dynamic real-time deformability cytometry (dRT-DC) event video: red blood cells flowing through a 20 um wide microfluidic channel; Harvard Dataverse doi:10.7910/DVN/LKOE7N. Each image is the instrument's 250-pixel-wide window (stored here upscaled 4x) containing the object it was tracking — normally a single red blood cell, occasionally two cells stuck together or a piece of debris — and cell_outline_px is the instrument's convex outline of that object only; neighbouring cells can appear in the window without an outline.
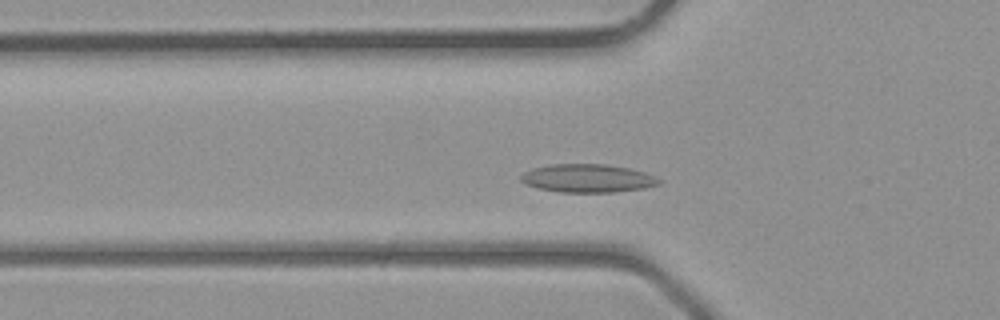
{"species": "common noctule bat (a hibernating species)", "species_latin": "Nyctalus noctula", "temperature_condition": "room temperature", "stored_images_in_passage": 36, "camera_frame_rate_fps": 3000, "um_per_image_px": 0.085, "animal": {"sex": "male", "body_mass_g": 23.1, "forearm_length_mm": 52.7}, "frame": {"image": 1, "passage_image": 9, "time_ms": 2.667, "image_size_px": [1000, 320], "cell_outline_px": [[664, 180], [660, 184], [644, 188], [616, 192], [560, 192], [536, 188], [524, 184], [520, 180], [520, 176], [524, 172], [532, 168], [548, 164], [608, 164], [628, 168], [644, 172], [656, 176]], "centroid_in_image_um": [49.95, 15.15], "position_along_channel_um": 75.9, "area_um2": 23.06}}
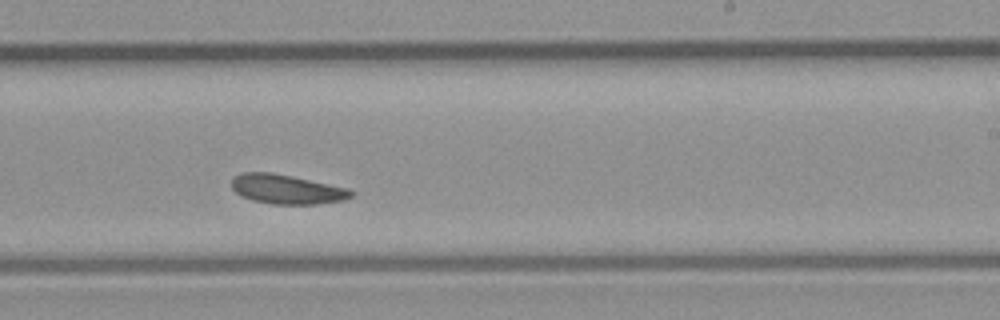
{"frame": {"image": 2, "passage_image": 20, "time_ms": 6.333, "image_size_px": [1000, 320], "cell_outline_px": [[356, 192], [352, 196], [344, 200], [316, 204], [272, 204], [252, 200], [240, 196], [232, 188], [232, 180], [236, 176], [244, 172], [272, 172], [292, 176], [348, 188]], "centroid_in_image_um": [24.38, 16.09], "position_along_channel_um": 264.6, "area_um2": 20.46}}
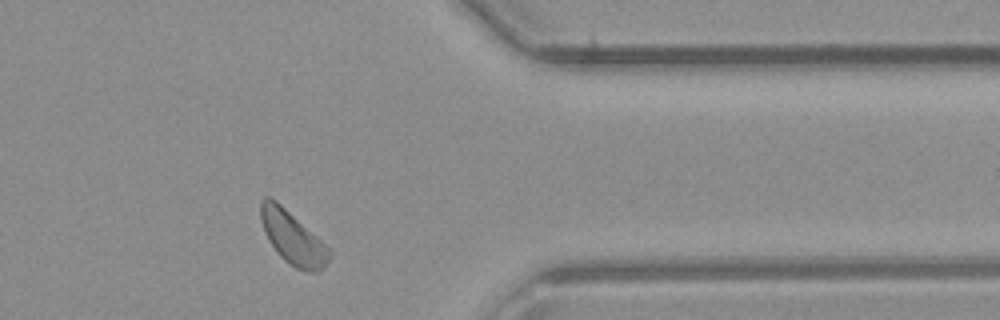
{"frame": {"image": 3, "passage_image": 28, "time_ms": 9.0, "image_size_px": [1000, 320], "cell_outline_px": [[332, 252], [328, 260], [316, 272], [308, 272], [296, 268], [288, 264], [276, 252], [268, 240], [264, 232], [260, 220], [260, 200], [264, 196], [268, 196], [276, 200], [332, 248]], "centroid_in_image_um": [24.86, 20.19], "position_along_channel_um": 386.5, "area_um2": 21.44}}